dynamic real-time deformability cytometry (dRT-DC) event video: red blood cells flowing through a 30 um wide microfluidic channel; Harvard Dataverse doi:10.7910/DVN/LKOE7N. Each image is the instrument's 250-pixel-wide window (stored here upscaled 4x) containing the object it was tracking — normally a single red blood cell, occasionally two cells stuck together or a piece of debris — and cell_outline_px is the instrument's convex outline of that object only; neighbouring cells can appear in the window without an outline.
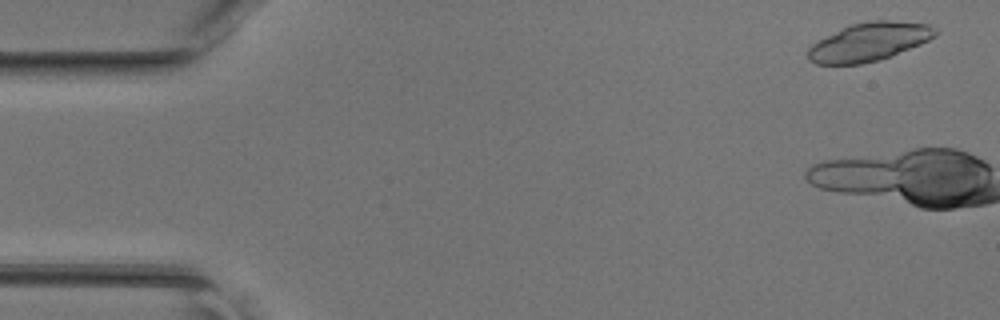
{"species": "common noctule bat (a hibernating species)", "species_latin": "Nyctalus noctula", "temperature_condition": "room temperature", "stored_images_in_passage": 4, "camera_frame_rate_fps": 3000, "um_per_image_px": 0.085, "animal": {"sex": "female", "body_mass_g": 17.0, "forearm_length_mm": 48.0}, "frame": {"image": 1, "passage_image": 2, "time_ms": 0.333, "image_size_px": [1000, 320], "cell_outline_px": [[936, 36], [920, 44], [880, 60], [860, 64], [816, 64], [808, 60], [808, 48], [812, 44], [852, 24], [872, 20], [888, 20], [928, 24], [936, 28]], "centroid_in_image_um": [73.89, 3.57], "position_along_channel_um": 11.1, "area_um2": 28.03}}